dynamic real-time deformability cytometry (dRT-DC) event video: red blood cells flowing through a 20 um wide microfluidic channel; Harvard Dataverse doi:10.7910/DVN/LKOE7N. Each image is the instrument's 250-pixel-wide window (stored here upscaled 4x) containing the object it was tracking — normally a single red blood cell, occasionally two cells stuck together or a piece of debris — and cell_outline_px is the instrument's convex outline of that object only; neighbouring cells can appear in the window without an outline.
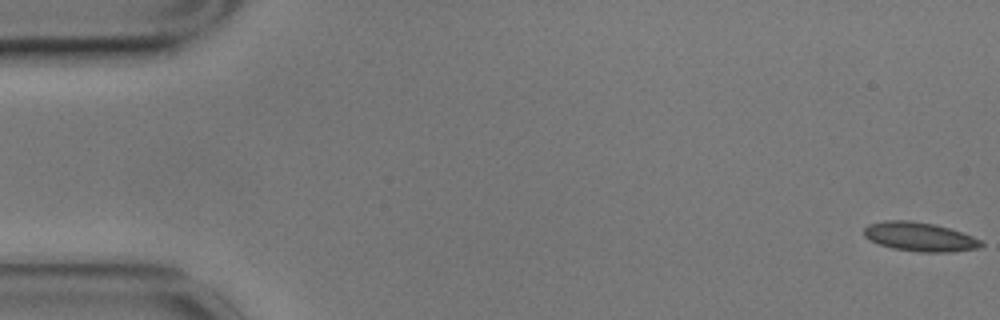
{"species": "common noctule bat (a hibernating species)", "species_latin": "Nyctalus noctula", "temperature_condition": "cold", "stored_images_in_passage": 22, "camera_frame_rate_fps": 3000, "um_per_image_px": 0.085, "animal": {"sex": "male", "body_mass_g": 17.9}, "frame": {"image": 1, "passage_image": 1, "time_ms": 0.0, "image_size_px": [1000, 320], "cell_outline_px": [[984, 244], [980, 248], [952, 252], [920, 252], [892, 248], [868, 240], [864, 236], [864, 228], [868, 224], [884, 220], [908, 220], [936, 224], [972, 236], [980, 240]], "centroid_in_image_um": [78.15, 20.12], "position_along_channel_um": 6.8, "area_um2": 19.88}}